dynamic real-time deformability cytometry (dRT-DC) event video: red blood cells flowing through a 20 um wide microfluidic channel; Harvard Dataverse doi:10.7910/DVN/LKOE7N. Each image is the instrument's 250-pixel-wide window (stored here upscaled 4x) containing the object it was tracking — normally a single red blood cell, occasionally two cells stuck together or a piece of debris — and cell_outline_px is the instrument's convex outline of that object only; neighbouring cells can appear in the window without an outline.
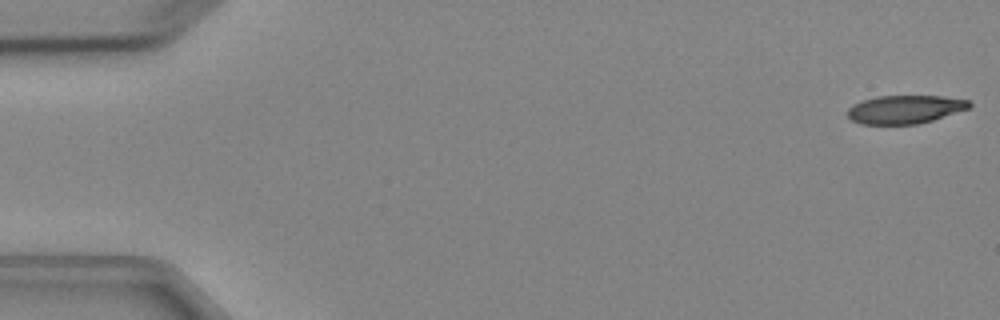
{"species": "Egyptian fruit bat (a non-hibernating species)", "species_latin": "Rousettus aegyptiacus", "temperature_condition": "cold", "stored_images_in_passage": 5, "camera_frame_rate_fps": 3000, "um_per_image_px": 0.085, "animal": {"sex": "female"}, "frame": {"image": 1, "passage_image": 1, "time_ms": 0.0, "image_size_px": [1000, 320], "cell_outline_px": [[972, 104], [968, 108], [932, 120], [916, 124], [860, 124], [852, 120], [848, 116], [848, 108], [852, 104], [876, 96], [944, 96], [968, 100]], "centroid_in_image_um": [76.89, 9.29], "position_along_channel_um": 8.1, "area_um2": 19.94}}
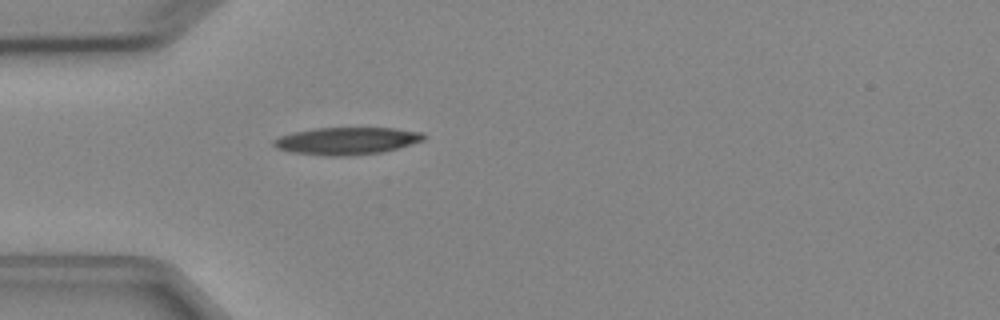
{"frame": {"image": 2, "passage_image": 5, "time_ms": 4.667, "image_size_px": [1000, 320], "cell_outline_px": [[428, 136], [424, 140], [396, 148], [380, 152], [344, 156], [332, 156], [292, 152], [276, 148], [272, 144], [272, 140], [280, 136], [292, 132], [316, 128], [392, 128], [424, 132]], "centroid_in_image_um": [29.46, 11.96], "position_along_channel_um": 55.5, "area_um2": 23.76}}